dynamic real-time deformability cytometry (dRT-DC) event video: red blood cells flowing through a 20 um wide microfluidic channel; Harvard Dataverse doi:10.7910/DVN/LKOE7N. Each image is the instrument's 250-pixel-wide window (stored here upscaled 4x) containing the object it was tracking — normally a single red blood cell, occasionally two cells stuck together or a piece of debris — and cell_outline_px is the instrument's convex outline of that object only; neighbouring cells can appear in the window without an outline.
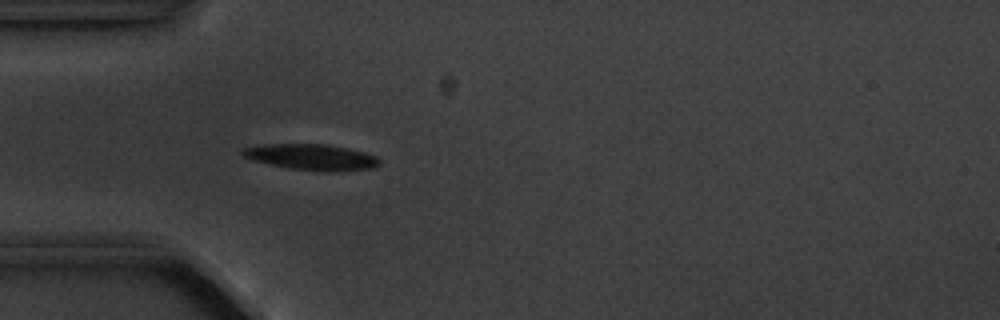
{"species": "common noctule bat (a hibernating species)", "species_latin": "Nyctalus noctula", "temperature_condition": "cold", "stored_images_in_passage": 4, "camera_frame_rate_fps": 3000, "um_per_image_px": 0.085, "animal": {"sex": "male", "body_mass_g": 20.1, "forearm_length_mm": 53.5}, "frame": {"image": 1, "passage_image": 4, "time_ms": 4.0, "image_size_px": [1000, 320], "cell_outline_px": [[380, 164], [376, 168], [336, 172], [320, 172], [292, 168], [252, 160], [244, 156], [240, 152], [244, 148], [260, 144], [328, 144], [364, 152], [376, 156], [380, 160]], "centroid_in_image_um": [26.53, 13.36], "position_along_channel_um": 58.5, "area_um2": 20.81}}